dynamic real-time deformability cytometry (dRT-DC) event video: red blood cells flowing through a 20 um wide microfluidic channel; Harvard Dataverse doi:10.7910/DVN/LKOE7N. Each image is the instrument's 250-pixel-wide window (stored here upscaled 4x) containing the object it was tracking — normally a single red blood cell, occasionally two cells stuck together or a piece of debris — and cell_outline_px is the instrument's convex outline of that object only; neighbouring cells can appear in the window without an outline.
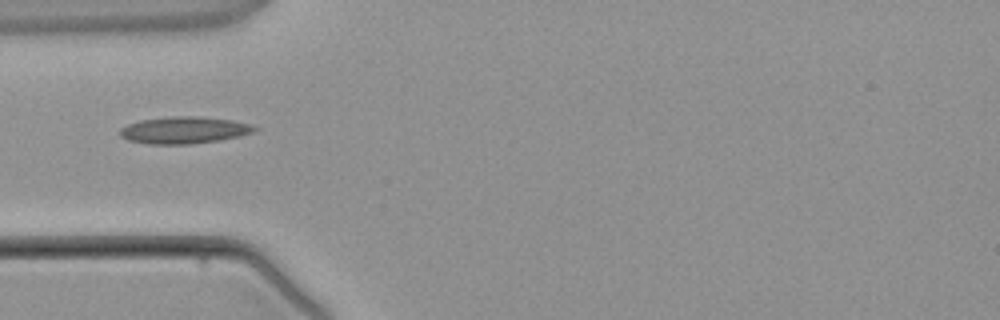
{"species": "common noctule bat (a hibernating species)", "species_latin": "Nyctalus noctula", "temperature_condition": "warm", "stored_images_in_passage": 2, "camera_frame_rate_fps": 3000, "um_per_image_px": 0.085, "animal": {"sex": "male", "body_mass_g": 21.5, "forearm_length_mm": 52.0}, "frame": {"image": 1, "passage_image": 1, "time_ms": 0.0, "image_size_px": [1000, 320], "cell_outline_px": [[260, 128], [252, 132], [220, 140], [188, 144], [148, 144], [128, 140], [120, 136], [120, 128], [128, 124], [140, 120], [172, 116], [196, 116], [228, 120], [248, 124]], "centroid_in_image_um": [15.58, 11.06], "position_along_channel_um": 69.4, "area_um2": 20.81}}
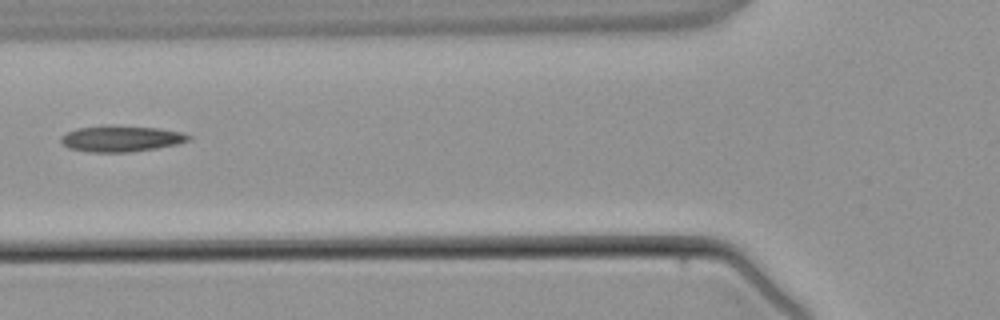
{"frame": {"image": 2, "passage_image": 2, "time_ms": 1.0, "image_size_px": [1000, 320], "cell_outline_px": [[192, 140], [176, 144], [156, 148], [128, 152], [92, 152], [68, 148], [60, 140], [60, 136], [76, 128], [100, 124], [108, 124], [156, 128], [184, 132], [192, 136]], "centroid_in_image_um": [10.29, 11.76], "position_along_channel_um": 115.5, "area_um2": 19.71}}